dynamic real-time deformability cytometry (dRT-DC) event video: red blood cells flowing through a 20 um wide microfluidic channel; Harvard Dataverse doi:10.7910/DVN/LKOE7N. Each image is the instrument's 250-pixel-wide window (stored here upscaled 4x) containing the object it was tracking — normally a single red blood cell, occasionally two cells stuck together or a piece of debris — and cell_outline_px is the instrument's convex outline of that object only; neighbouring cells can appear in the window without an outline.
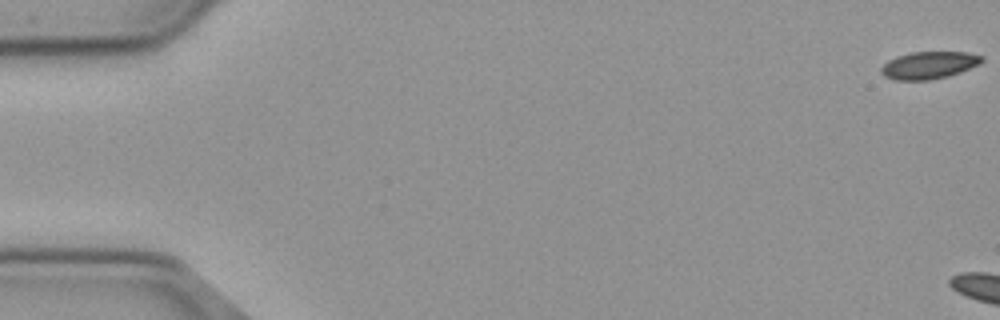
{"species": "common noctule bat (a hibernating species)", "species_latin": "Nyctalus noctula", "temperature_condition": "cold", "stored_images_in_passage": 6, "camera_frame_rate_fps": 3000, "um_per_image_px": 0.085, "animal": {"sex": "male", "body_mass_g": 23.1, "forearm_length_mm": 52.7}, "frame": {"image": 1, "passage_image": 1, "time_ms": 0.0, "image_size_px": [1000, 320], "cell_outline_px": [[984, 60], [980, 64], [960, 72], [948, 76], [928, 80], [896, 80], [884, 76], [880, 72], [880, 68], [888, 60], [896, 56], [912, 52], [968, 52], [984, 56]], "centroid_in_image_um": [78.97, 5.53], "position_along_channel_um": 6.0, "area_um2": 16.13}}